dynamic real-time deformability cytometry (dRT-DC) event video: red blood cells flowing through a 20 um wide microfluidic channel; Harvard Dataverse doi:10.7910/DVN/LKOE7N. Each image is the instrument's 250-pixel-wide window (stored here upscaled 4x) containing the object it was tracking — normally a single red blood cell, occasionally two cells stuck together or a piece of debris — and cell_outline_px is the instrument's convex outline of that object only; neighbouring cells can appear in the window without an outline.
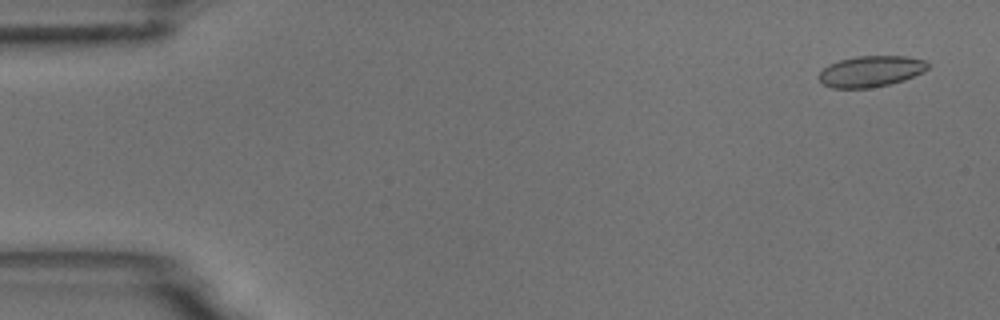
{"species": "common noctule bat (a hibernating species)", "species_latin": "Nyctalus noctula", "temperature_condition": "room temperature", "stored_images_in_passage": 4, "camera_frame_rate_fps": 3000, "um_per_image_px": 0.085, "animal": {"sex": "male", "body_mass_g": 18.8}, "frame": {"image": 1, "passage_image": 1, "time_ms": 0.0, "image_size_px": [1000, 320], "cell_outline_px": [[928, 68], [924, 72], [904, 80], [888, 84], [868, 88], [832, 88], [824, 84], [816, 76], [828, 64], [840, 60], [856, 56], [908, 56], [924, 60], [928, 64]], "centroid_in_image_um": [74.01, 6.06], "position_along_channel_um": 11.0, "area_um2": 19.71}}
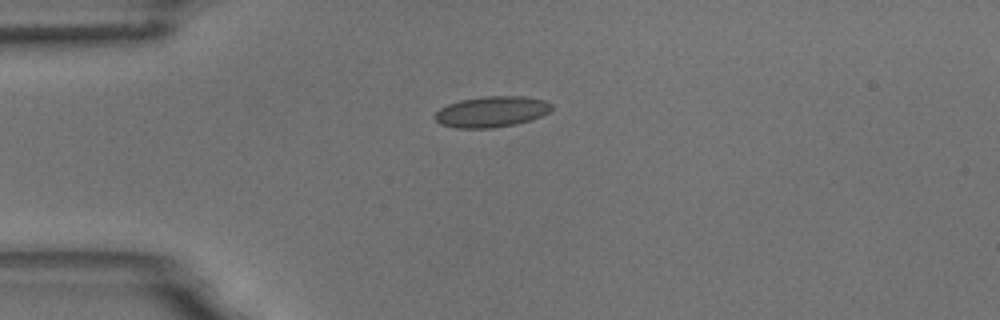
{"frame": {"image": 2, "passage_image": 4, "time_ms": 3.667, "image_size_px": [1000, 320], "cell_outline_px": [[552, 108], [548, 112], [540, 116], [516, 124], [492, 128], [456, 128], [440, 124], [436, 120], [436, 112], [440, 108], [448, 104], [460, 100], [484, 96], [524, 96], [544, 100], [552, 104]], "centroid_in_image_um": [41.77, 9.49], "position_along_channel_um": 43.2, "area_um2": 20.87}}